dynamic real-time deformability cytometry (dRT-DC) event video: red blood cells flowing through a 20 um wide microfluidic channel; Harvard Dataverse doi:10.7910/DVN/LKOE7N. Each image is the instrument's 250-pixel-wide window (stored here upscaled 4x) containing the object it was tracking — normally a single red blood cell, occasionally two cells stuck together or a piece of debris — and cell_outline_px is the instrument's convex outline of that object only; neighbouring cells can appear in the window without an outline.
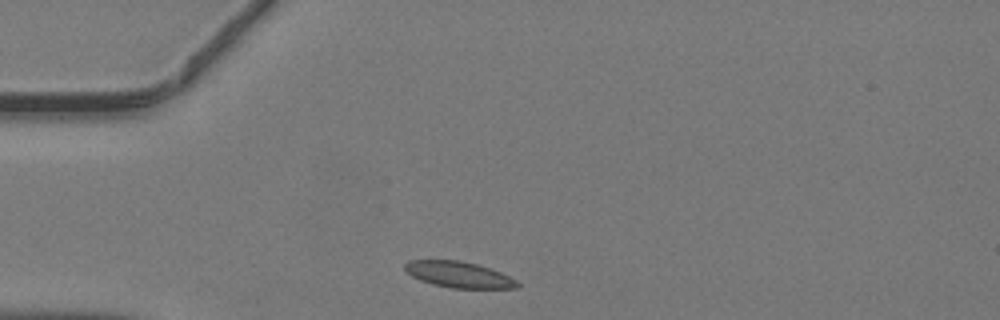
{"species": "common noctule bat (a hibernating species)", "species_latin": "Nyctalus noctula", "temperature_condition": "warm", "stored_images_in_passage": 14, "camera_frame_rate_fps": 3000, "um_per_image_px": 0.085, "animal": {"sex": "male", "body_mass_g": 19.2, "forearm_length_mm": 51.8}, "frame": {"image": 1, "passage_image": 1, "time_ms": 0.0, "image_size_px": [1000, 320], "cell_outline_px": [[520, 284], [516, 288], [452, 288], [432, 284], [420, 280], [412, 276], [404, 268], [404, 264], [408, 260], [460, 260], [476, 264], [500, 272], [516, 280]], "centroid_in_image_um": [38.97, 23.34], "position_along_channel_um": 46.0, "area_um2": 16.94}}
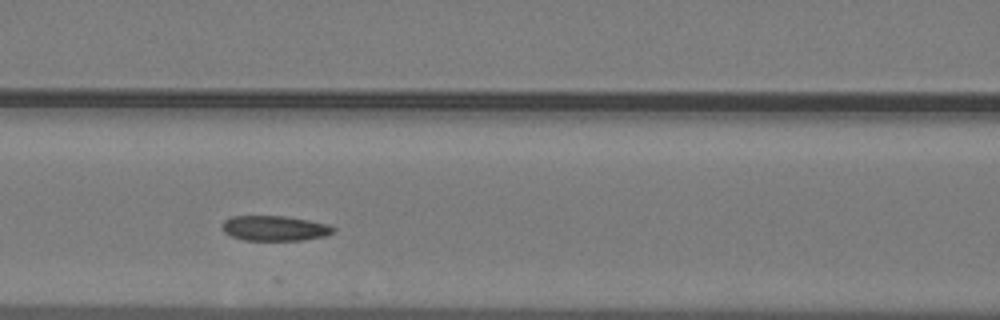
{"frame": {"image": 2, "passage_image": 9, "time_ms": 2.667, "image_size_px": [1000, 320], "cell_outline_px": [[336, 228], [332, 232], [324, 236], [304, 240], [244, 240], [232, 236], [224, 232], [224, 220], [232, 216], [284, 216], [308, 220], [328, 224]], "centroid_in_image_um": [23.36, 19.4], "position_along_channel_um": 143.2, "area_um2": 16.07}}
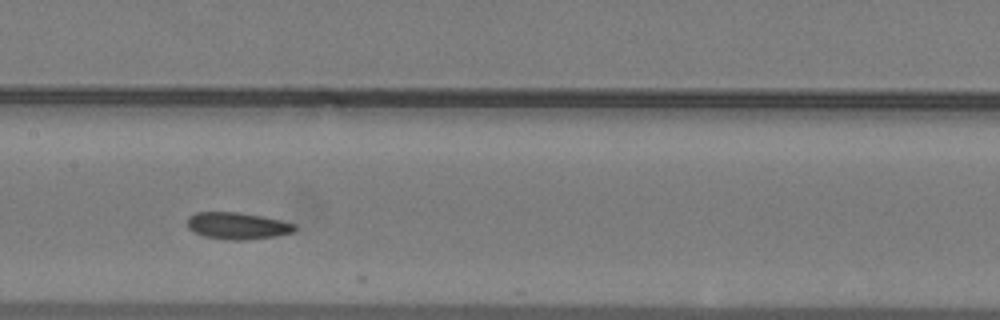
{"frame": {"image": 3, "passage_image": 12, "time_ms": 3.667, "image_size_px": [1000, 320], "cell_outline_px": [[296, 228], [292, 232], [276, 236], [244, 240], [232, 240], [204, 236], [188, 228], [188, 216], [196, 212], [236, 212], [260, 216], [280, 220], [296, 224]], "centroid_in_image_um": [20.18, 19.19], "position_along_channel_um": 187.2, "area_um2": 16.59}}